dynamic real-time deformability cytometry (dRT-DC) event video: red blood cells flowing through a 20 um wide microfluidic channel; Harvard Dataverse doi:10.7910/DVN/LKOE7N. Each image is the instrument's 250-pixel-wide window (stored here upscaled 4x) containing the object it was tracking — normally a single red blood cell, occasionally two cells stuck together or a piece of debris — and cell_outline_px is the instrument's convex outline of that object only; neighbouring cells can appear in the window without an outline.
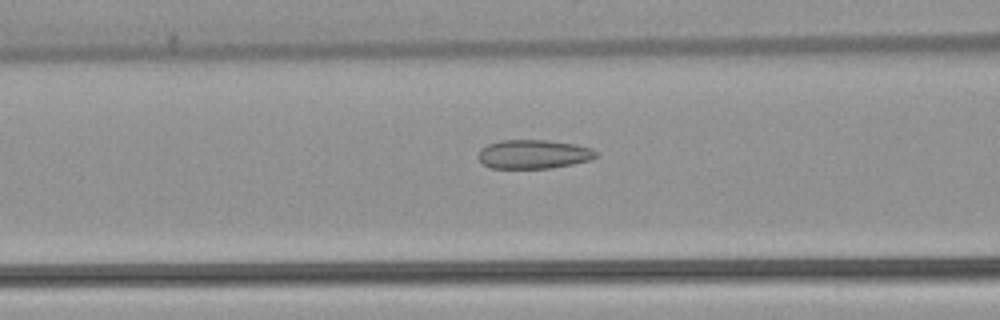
{"species": "common noctule bat (a hibernating species)", "species_latin": "Nyctalus noctula", "temperature_condition": "warm", "stored_images_in_passage": 52, "camera_frame_rate_fps": 3000, "um_per_image_px": 0.085, "animal": {"sex": "female", "body_mass_g": 22.7, "forearm_length_mm": 54.2}, "frame": {"image": 1, "passage_image": 21, "time_ms": 6.667, "image_size_px": [1000, 320], "cell_outline_px": [[600, 156], [592, 160], [572, 164], [548, 168], [488, 168], [476, 156], [480, 148], [488, 144], [500, 140], [548, 140], [576, 144], [592, 148]], "centroid_in_image_um": [45.36, 13.1], "position_along_channel_um": 121.2, "area_um2": 20.11}}
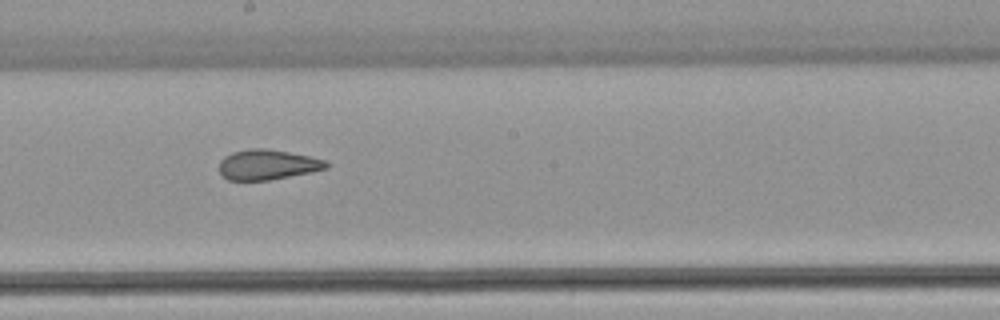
{"frame": {"image": 2, "passage_image": 29, "time_ms": 9.333, "image_size_px": [1000, 320], "cell_outline_px": [[332, 164], [328, 168], [312, 172], [268, 180], [228, 180], [220, 172], [220, 160], [224, 156], [232, 152], [248, 148], [264, 148], [312, 156], [324, 160]], "centroid_in_image_um": [22.77, 13.98], "position_along_channel_um": 225.4, "area_um2": 18.9}}
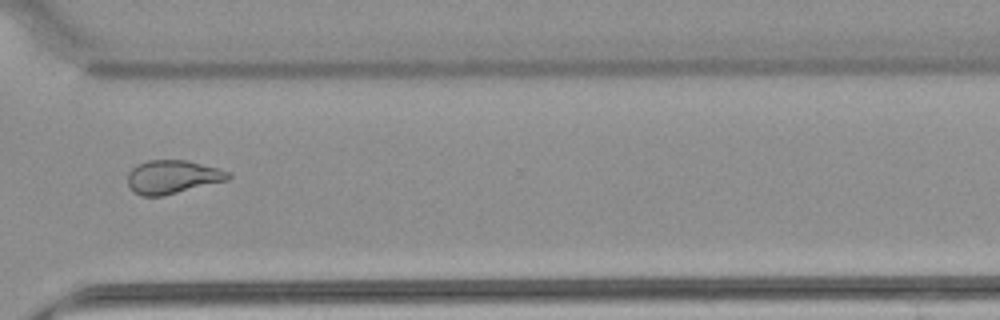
{"frame": {"image": 3, "passage_image": 39, "time_ms": 12.667, "image_size_px": [1000, 320], "cell_outline_px": [[232, 176], [228, 180], [164, 196], [140, 196], [128, 184], [128, 172], [136, 164], [148, 160], [188, 160], [220, 168], [232, 172]], "centroid_in_image_um": [14.71, 15.03], "position_along_channel_um": 355.9, "area_um2": 19.88}, "authors_computed_cell_mechanics": {"area_um2": 21.4727, "velocity_mm_per_s": 3.9126, "shape_relaxation_time_tau1_ms": null, "shape_relaxation_time_tau2_ms": 1.5401, "deformation_change_tau1": null, "deformation_change_tau2": 0.0773}}